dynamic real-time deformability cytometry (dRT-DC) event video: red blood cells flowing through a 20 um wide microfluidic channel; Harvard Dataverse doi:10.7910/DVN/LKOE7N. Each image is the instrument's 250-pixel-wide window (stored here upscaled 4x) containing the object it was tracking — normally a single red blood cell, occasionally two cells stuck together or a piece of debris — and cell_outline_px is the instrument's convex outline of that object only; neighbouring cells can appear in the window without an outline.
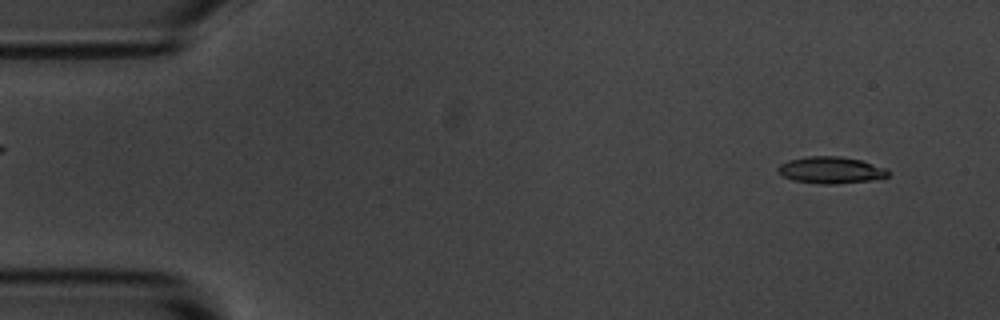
{"species": "common noctule bat (a hibernating species)", "species_latin": "Nyctalus noctula", "temperature_condition": "room temperature", "stored_images_in_passage": 3, "camera_frame_rate_fps": 3000, "um_per_image_px": 0.085, "animal": {"sex": "male", "body_mass_g": 20.1, "forearm_length_mm": 53.5}, "frame": {"image": 1, "passage_image": 3, "time_ms": 2.333, "image_size_px": [1000, 320], "cell_outline_px": [[888, 176], [868, 180], [836, 184], [820, 184], [792, 180], [776, 172], [776, 168], [780, 164], [788, 160], [808, 156], [840, 156], [864, 160], [888, 168]], "centroid_in_image_um": [70.61, 14.44], "position_along_channel_um": 14.4, "area_um2": 17.34}}